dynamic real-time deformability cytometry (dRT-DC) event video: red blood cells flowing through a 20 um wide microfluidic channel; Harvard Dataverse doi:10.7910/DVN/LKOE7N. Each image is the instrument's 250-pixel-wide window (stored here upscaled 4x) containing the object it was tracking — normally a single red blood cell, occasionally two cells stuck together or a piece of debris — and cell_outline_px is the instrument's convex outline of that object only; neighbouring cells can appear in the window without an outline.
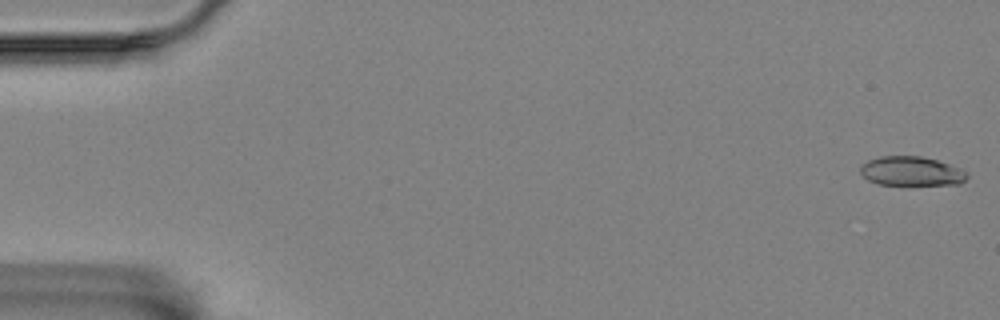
{"species": "Egyptian fruit bat (a non-hibernating species)", "species_latin": "Rousettus aegyptiacus", "temperature_condition": "room temperature", "stored_images_in_passage": 25, "camera_frame_rate_fps": 3000, "um_per_image_px": 0.085, "animal": {"sex": "female"}, "frame": {"image": 1, "passage_image": 1, "time_ms": 0.0, "image_size_px": [1000, 320], "cell_outline_px": [[968, 176], [960, 184], [880, 184], [868, 180], [860, 172], [860, 168], [868, 160], [880, 156], [920, 156], [936, 160], [960, 168], [968, 172]], "centroid_in_image_um": [77.48, 14.54], "position_along_channel_um": 7.5, "area_um2": 17.92}}
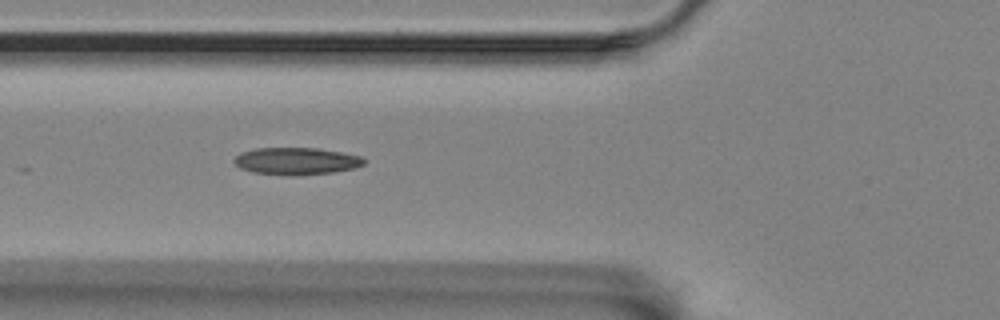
{"frame": {"image": 2, "passage_image": 21, "time_ms": 6.667, "image_size_px": [1000, 320], "cell_outline_px": [[364, 164], [356, 168], [332, 172], [252, 172], [240, 168], [232, 160], [240, 152], [256, 148], [316, 148], [340, 152], [360, 156], [364, 160]], "centroid_in_image_um": [25.17, 13.63], "position_along_channel_um": 100.6, "area_um2": 19.36}}
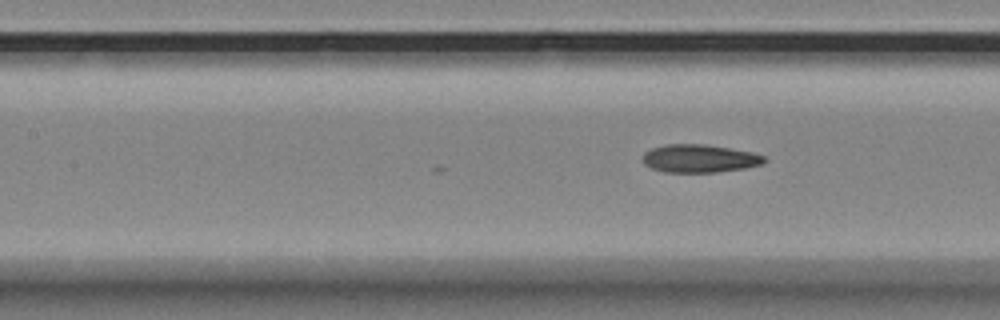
{"frame": {"image": 3, "passage_image": 25, "time_ms": 8.0, "image_size_px": [1000, 320], "cell_outline_px": [[768, 160], [760, 164], [744, 168], [716, 172], [664, 172], [652, 168], [644, 164], [644, 152], [652, 148], [668, 144], [704, 144], [752, 152], [764, 156]], "centroid_in_image_um": [59.45, 13.47], "position_along_channel_um": 147.9, "area_um2": 19.65}}